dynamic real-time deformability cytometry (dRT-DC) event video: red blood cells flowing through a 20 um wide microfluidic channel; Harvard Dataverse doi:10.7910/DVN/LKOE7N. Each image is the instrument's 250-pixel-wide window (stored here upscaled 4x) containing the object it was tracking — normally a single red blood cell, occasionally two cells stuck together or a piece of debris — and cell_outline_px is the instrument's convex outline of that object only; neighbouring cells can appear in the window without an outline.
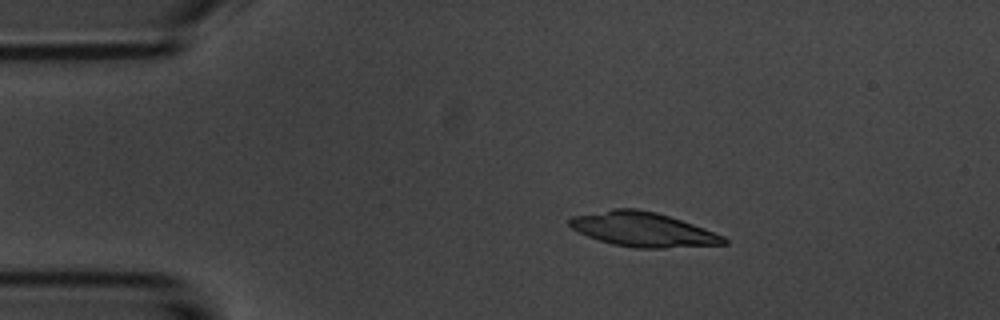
{"species": "common noctule bat (a hibernating species)", "species_latin": "Nyctalus noctula", "temperature_condition": "room temperature", "stored_images_in_passage": 5, "camera_frame_rate_fps": 3000, "um_per_image_px": 0.085, "animal": {"sex": "male", "body_mass_g": 20.1, "forearm_length_mm": 53.5}, "frame": {"image": 1, "passage_image": 3, "time_ms": 3.0, "image_size_px": [1000, 320], "cell_outline_px": [[728, 244], [664, 248], [636, 248], [612, 244], [588, 236], [572, 228], [568, 224], [568, 220], [572, 216], [612, 208], [636, 208], [656, 212], [704, 228], [724, 236], [728, 240]], "centroid_in_image_um": [54.65, 19.5], "position_along_channel_um": 30.4, "area_um2": 30.87}}